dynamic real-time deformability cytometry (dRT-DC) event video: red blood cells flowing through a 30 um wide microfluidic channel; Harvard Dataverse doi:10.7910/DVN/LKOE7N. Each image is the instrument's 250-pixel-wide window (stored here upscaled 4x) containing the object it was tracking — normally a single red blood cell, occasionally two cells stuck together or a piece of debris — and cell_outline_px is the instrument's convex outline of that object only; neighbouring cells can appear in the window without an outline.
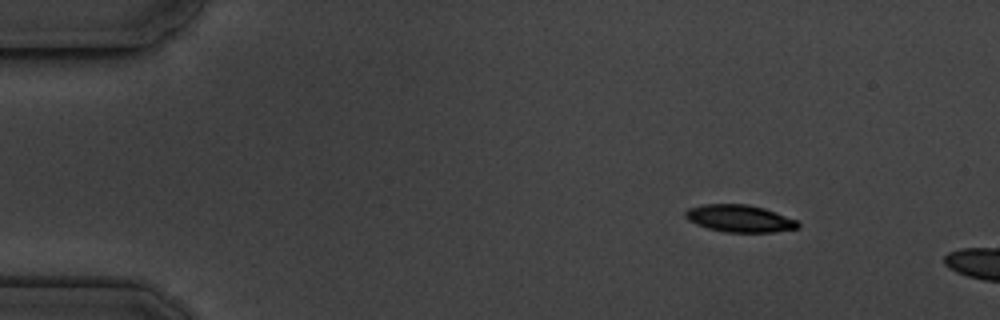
{"species": "common noctule bat (a hibernating species)", "species_latin": "Nyctalus noctula", "temperature_condition": "cold", "stored_images_in_passage": 3, "camera_frame_rate_fps": 3000, "um_per_image_px": 0.085, "animal": {"sex": "male", "body_mass_g": 19.5, "forearm_length_mm": 54.6}, "frame": {"image": 1, "passage_image": 1, "time_ms": 0.0, "image_size_px": [1000, 320], "cell_outline_px": [[800, 228], [772, 232], [724, 232], [708, 228], [696, 224], [688, 220], [684, 216], [684, 212], [688, 208], [704, 204], [748, 204], [764, 208], [796, 220], [800, 224]], "centroid_in_image_um": [62.84, 18.57], "position_along_channel_um": 22.2, "area_um2": 17.86}}